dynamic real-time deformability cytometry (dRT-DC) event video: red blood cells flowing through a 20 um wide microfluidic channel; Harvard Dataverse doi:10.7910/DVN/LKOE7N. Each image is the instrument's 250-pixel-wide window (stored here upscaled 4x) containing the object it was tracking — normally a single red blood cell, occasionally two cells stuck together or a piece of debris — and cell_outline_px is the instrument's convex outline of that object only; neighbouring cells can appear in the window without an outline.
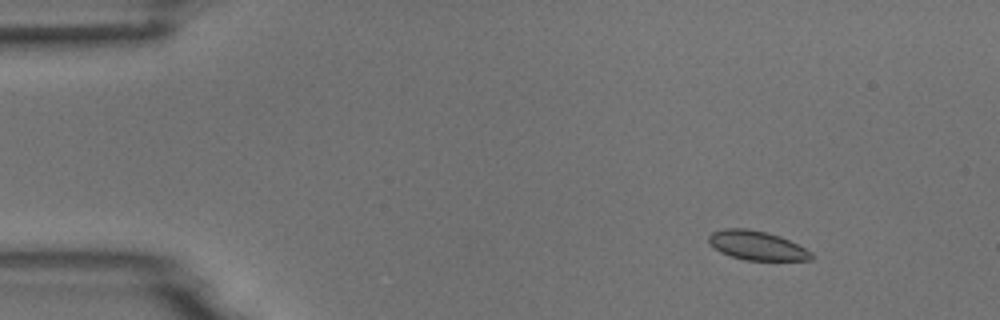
{"species": "common noctule bat (a hibernating species)", "species_latin": "Nyctalus noctula", "temperature_condition": "room temperature", "stored_images_in_passage": 10, "camera_frame_rate_fps": 3000, "um_per_image_px": 0.085, "animal": {"sex": "male", "body_mass_g": 18.8}, "frame": {"image": 1, "passage_image": 2, "time_ms": 1.333, "image_size_px": [1000, 320], "cell_outline_px": [[816, 256], [812, 260], [744, 260], [720, 252], [708, 240], [708, 236], [712, 232], [724, 228], [748, 228], [780, 236], [812, 252]], "centroid_in_image_um": [64.35, 20.87], "position_along_channel_um": 20.6, "area_um2": 17.28}}
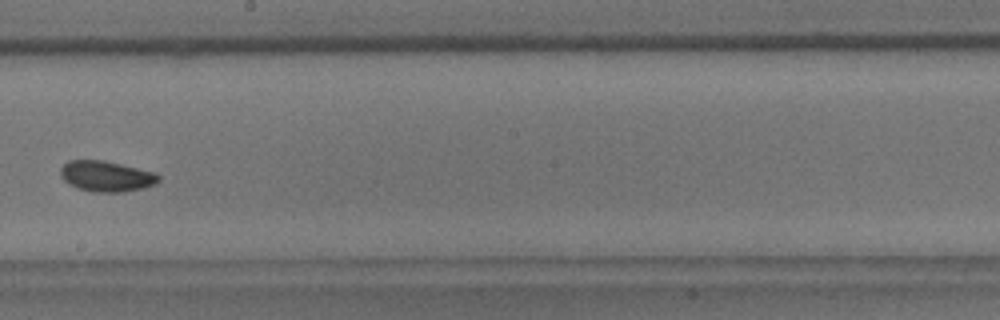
{"frame": {"image": 2, "passage_image": 9, "time_ms": 9.333, "image_size_px": [1000, 320], "cell_outline_px": [[160, 180], [156, 184], [124, 192], [92, 192], [76, 188], [68, 184], [60, 176], [60, 168], [68, 160], [104, 160], [156, 172], [160, 176]], "centroid_in_image_um": [9.03, 14.98], "position_along_channel_um": 239.2, "area_um2": 17.74}}
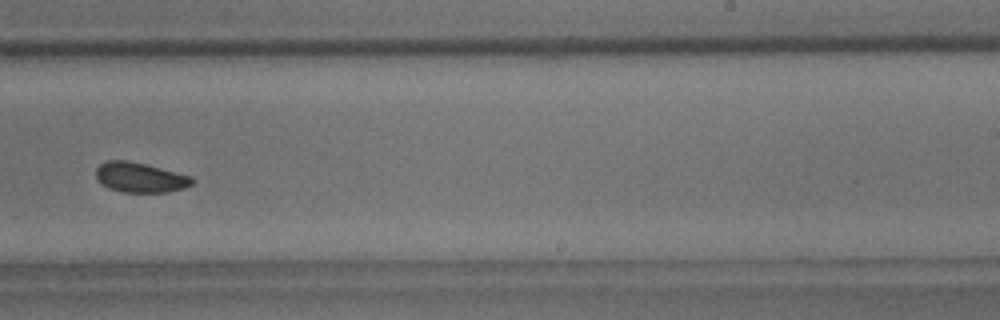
{"frame": {"image": 3, "passage_image": 10, "time_ms": 10.333, "image_size_px": [1000, 320], "cell_outline_px": [[192, 184], [184, 188], [168, 192], [120, 192], [108, 188], [100, 184], [96, 180], [96, 168], [100, 164], [108, 160], [124, 160], [144, 164], [192, 176]], "centroid_in_image_um": [11.86, 15.09], "position_along_channel_um": 277.1, "area_um2": 16.76}}